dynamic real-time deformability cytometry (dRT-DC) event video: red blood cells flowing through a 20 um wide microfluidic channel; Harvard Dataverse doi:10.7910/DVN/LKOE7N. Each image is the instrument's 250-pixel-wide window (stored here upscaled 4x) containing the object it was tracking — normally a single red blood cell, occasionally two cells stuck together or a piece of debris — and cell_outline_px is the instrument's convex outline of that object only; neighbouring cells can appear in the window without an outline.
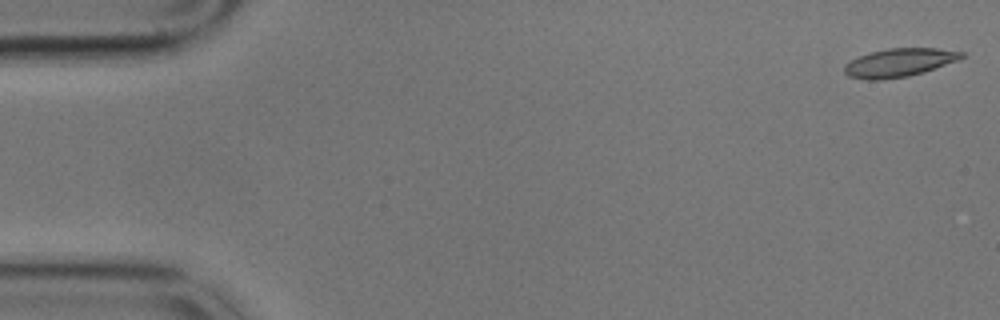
{"species": "common noctule bat (a hibernating species)", "species_latin": "Nyctalus noctula", "temperature_condition": "cold", "stored_images_in_passage": 15, "camera_frame_rate_fps": 3000, "um_per_image_px": 0.085, "animal": {"sex": "male", "body_mass_g": 17.9}, "frame": {"image": 1, "passage_image": 1, "time_ms": 0.0, "image_size_px": [1000, 320], "cell_outline_px": [[964, 56], [956, 60], [924, 72], [908, 76], [884, 80], [868, 80], [848, 76], [844, 72], [844, 64], [860, 56], [872, 52], [888, 48], [936, 48], [964, 52]], "centroid_in_image_um": [76.4, 5.33], "position_along_channel_um": 8.6, "area_um2": 19.19}}
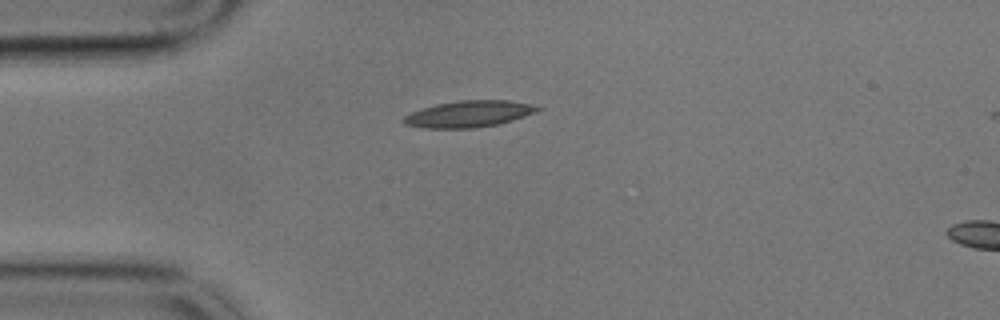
{"frame": {"image": 2, "passage_image": 14, "time_ms": 4.333, "image_size_px": [1000, 320], "cell_outline_px": [[540, 108], [536, 112], [500, 124], [472, 128], [424, 128], [404, 124], [400, 120], [404, 116], [412, 112], [436, 104], [456, 100], [508, 100], [528, 104]], "centroid_in_image_um": [39.8, 9.69], "position_along_channel_um": 45.2, "area_um2": 20.52}}